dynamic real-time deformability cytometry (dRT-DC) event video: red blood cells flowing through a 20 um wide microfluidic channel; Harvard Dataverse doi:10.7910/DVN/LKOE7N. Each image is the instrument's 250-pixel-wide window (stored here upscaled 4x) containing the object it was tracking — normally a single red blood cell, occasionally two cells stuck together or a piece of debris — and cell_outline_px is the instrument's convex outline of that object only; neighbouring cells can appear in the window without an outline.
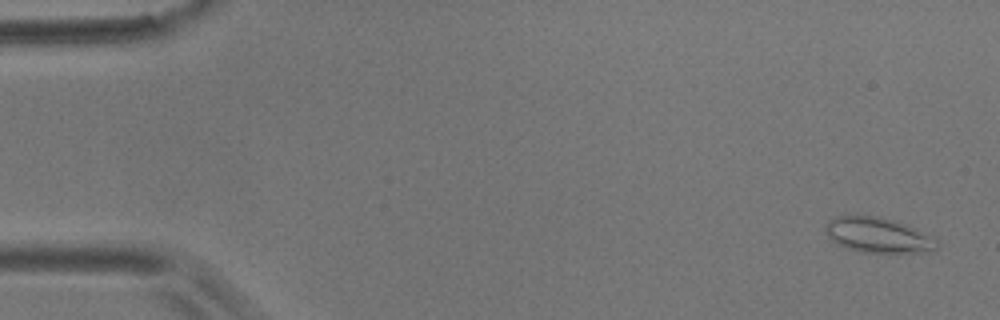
{"species": "common noctule bat (a hibernating species)", "species_latin": "Nyctalus noctula", "temperature_condition": "room temperature", "stored_images_in_passage": 56, "camera_frame_rate_fps": 3000, "um_per_image_px": 0.085, "animal": {"sex": "male", "body_mass_g": 17.9}, "frame": {"image": 1, "passage_image": 2, "time_ms": 0.333, "image_size_px": [1000, 320], "cell_outline_px": [[940, 240], [936, 248], [924, 252], [860, 252], [836, 244], [828, 236], [824, 228], [824, 224], [828, 220], [836, 216], [856, 212], [876, 216], [892, 220], [916, 228], [936, 236]], "centroid_in_image_um": [74.61, 19.94], "position_along_channel_um": 10.4, "area_um2": 23.52}}
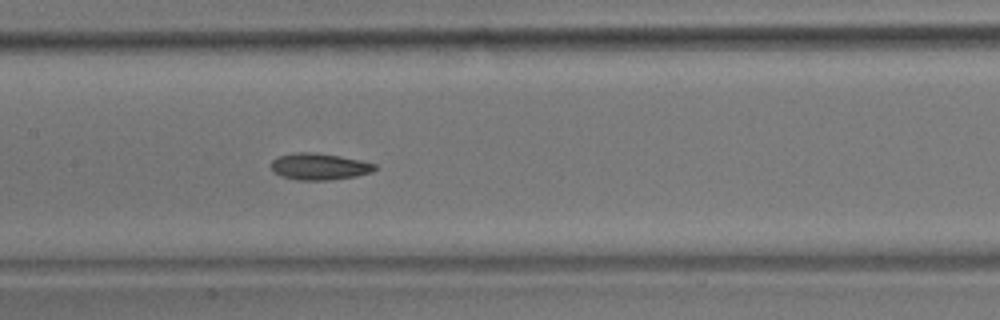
{"frame": {"image": 2, "passage_image": 27, "time_ms": 8.667, "image_size_px": [1000, 320], "cell_outline_px": [[376, 168], [372, 172], [356, 176], [332, 180], [296, 180], [280, 176], [272, 172], [272, 160], [280, 156], [292, 152], [312, 152], [340, 156], [360, 160], [376, 164]], "centroid_in_image_um": [27.12, 14.16], "position_along_channel_um": 180.3, "area_um2": 16.18}}
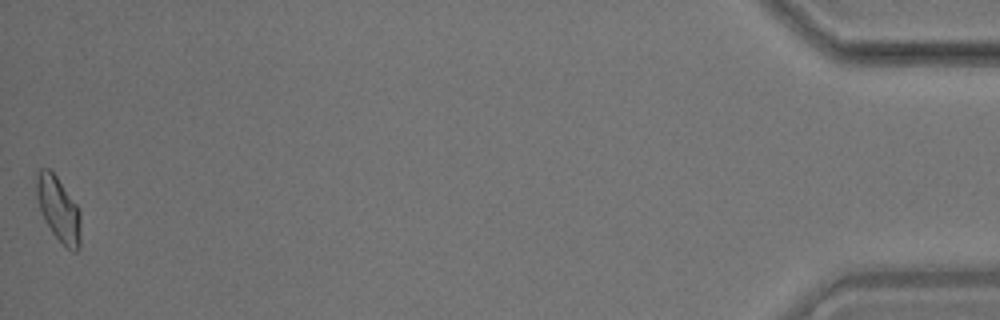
{"frame": {"image": 3, "passage_image": 56, "time_ms": 18.333, "image_size_px": [1000, 320], "cell_outline_px": [[80, 248], [76, 252], [72, 252], [52, 232], [44, 220], [36, 196], [36, 176], [40, 168], [48, 168], [56, 176], [80, 208]], "centroid_in_image_um": [4.99, 17.77], "position_along_channel_um": 430.2, "area_um2": 16.65}, "authors_computed_cell_mechanics": {"area_um2": 16.2418, "velocity_mm_per_s": 3.57, "shape_relaxation_time_tau1_ms": 7.2454, "shape_relaxation_time_tau2_ms": 5.6121, "deformation_change_tau1": 0.1398, "deformation_change_tau2": 0.1163}}